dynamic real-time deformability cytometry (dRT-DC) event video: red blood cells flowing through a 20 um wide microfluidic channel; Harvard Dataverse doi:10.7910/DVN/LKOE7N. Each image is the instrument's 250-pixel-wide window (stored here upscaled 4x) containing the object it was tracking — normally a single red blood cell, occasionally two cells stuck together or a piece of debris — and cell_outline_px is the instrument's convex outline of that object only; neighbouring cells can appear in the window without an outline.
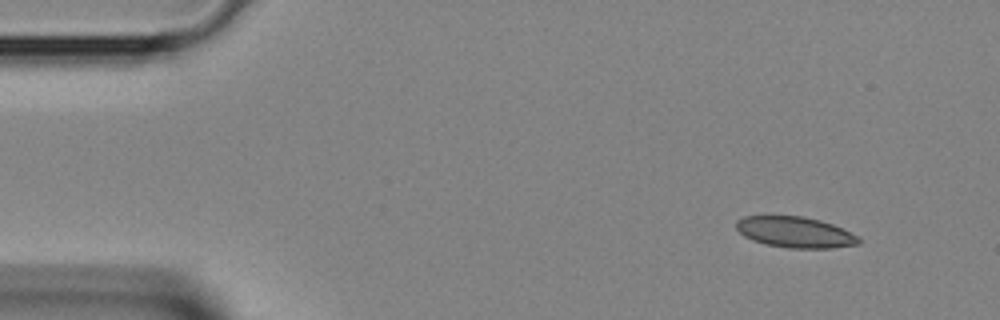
{"species": "Egyptian fruit bat (a non-hibernating species)", "species_latin": "Rousettus aegyptiacus", "temperature_condition": "room temperature", "stored_images_in_passage": 3, "camera_frame_rate_fps": 3000, "um_per_image_px": 0.085, "animal": {"sex": "female"}, "frame": {"image": 1, "passage_image": 1, "time_ms": 0.0, "image_size_px": [1000, 320], "cell_outline_px": [[860, 244], [832, 248], [788, 248], [764, 244], [752, 240], [744, 236], [736, 228], [736, 220], [744, 216], [768, 212], [804, 216], [820, 220], [832, 224], [856, 236], [860, 240]], "centroid_in_image_um": [67.47, 19.68], "position_along_channel_um": 17.5, "area_um2": 22.83}}